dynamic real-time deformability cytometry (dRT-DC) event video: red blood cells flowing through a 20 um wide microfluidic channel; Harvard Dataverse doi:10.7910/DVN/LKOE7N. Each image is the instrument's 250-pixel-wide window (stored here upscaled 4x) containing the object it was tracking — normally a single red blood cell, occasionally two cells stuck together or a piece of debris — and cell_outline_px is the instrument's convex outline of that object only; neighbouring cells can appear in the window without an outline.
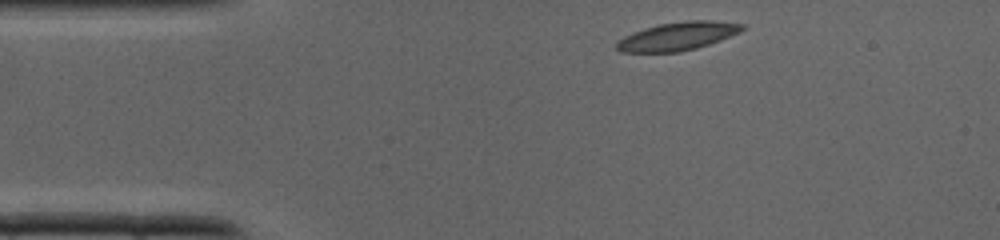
{"species": "common noctule bat (a hibernating species)", "species_latin": "Nyctalus noctula", "temperature_condition": "cold", "stored_images_in_passage": 33, "camera_frame_rate_fps": 3000, "um_per_image_px": 0.085, "animal": {"sex": "male", "body_mass_g": 19.0, "forearm_length_mm": 50.8}, "frame": {"image": 1, "passage_image": 1, "time_ms": 0.0, "image_size_px": [1000, 240], "cell_outline_px": [[744, 28], [740, 32], [720, 40], [696, 48], [680, 52], [620, 52], [616, 48], [616, 44], [624, 36], [644, 28], [660, 24], [688, 20], [712, 20], [744, 24]], "centroid_in_image_um": [57.61, 3.08], "position_along_channel_um": 27.4, "area_um2": 20.52}}
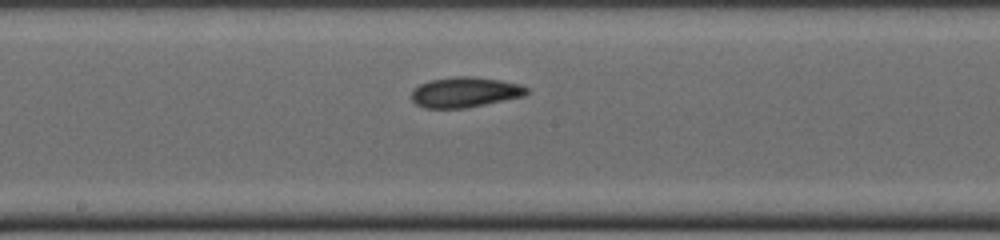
{"frame": {"image": 2, "passage_image": 14, "time_ms": 4.333, "image_size_px": [1000, 240], "cell_outline_px": [[528, 92], [524, 96], [464, 108], [424, 108], [416, 104], [412, 100], [412, 92], [420, 84], [432, 80], [456, 76], [472, 76], [500, 80], [520, 84], [528, 88]], "centroid_in_image_um": [39.53, 7.83], "position_along_channel_um": 208.7, "area_um2": 20.11}}
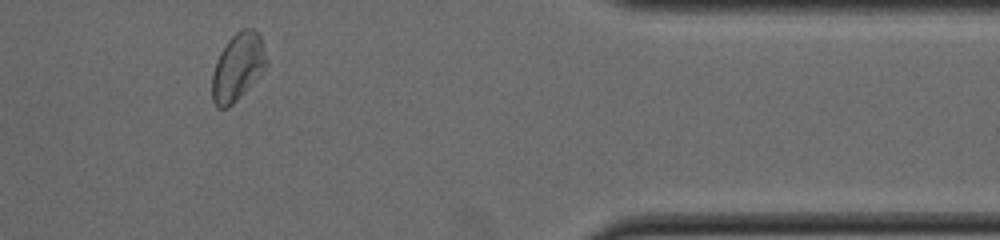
{"frame": {"image": 3, "passage_image": 26, "time_ms": 8.333, "image_size_px": [1000, 240], "cell_outline_px": [[268, 64], [260, 76], [228, 108], [216, 108], [212, 100], [212, 72], [216, 60], [220, 52], [228, 40], [236, 32], [244, 28], [252, 28], [260, 36], [268, 60]], "centroid_in_image_um": [20.2, 5.7], "position_along_channel_um": 391.2, "area_um2": 21.44}}